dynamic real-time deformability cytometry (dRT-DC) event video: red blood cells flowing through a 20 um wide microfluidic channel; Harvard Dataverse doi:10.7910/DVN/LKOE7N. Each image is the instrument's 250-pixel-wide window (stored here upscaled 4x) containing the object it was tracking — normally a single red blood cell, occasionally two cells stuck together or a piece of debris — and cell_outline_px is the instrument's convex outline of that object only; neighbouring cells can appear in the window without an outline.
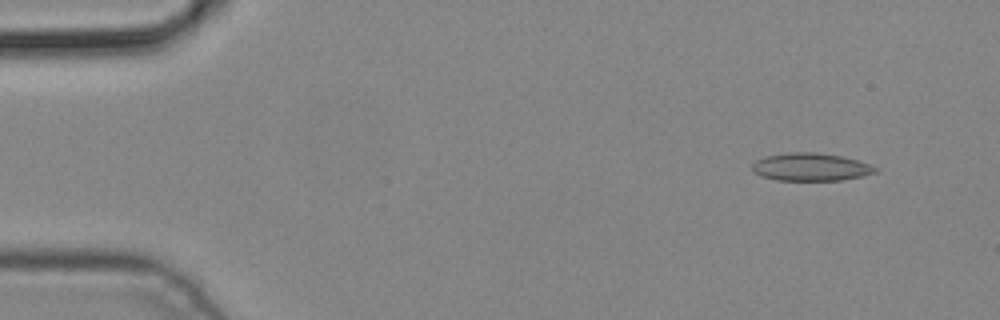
{"species": "common noctule bat (a hibernating species)", "species_latin": "Nyctalus noctula", "temperature_condition": "cold", "stored_images_in_passage": 5, "camera_frame_rate_fps": 3000, "um_per_image_px": 0.085, "animal": {"sex": "male", "body_mass_g": 19.2, "forearm_length_mm": 51.8}, "frame": {"image": 1, "passage_image": 1, "time_ms": 0.0, "image_size_px": [1000, 320], "cell_outline_px": [[880, 168], [876, 172], [864, 176], [840, 180], [776, 180], [760, 176], [752, 172], [752, 164], [756, 160], [764, 156], [788, 152], [816, 152], [840, 156], [856, 160]], "centroid_in_image_um": [68.88, 14.19], "position_along_channel_um": 16.1, "area_um2": 20.06}}
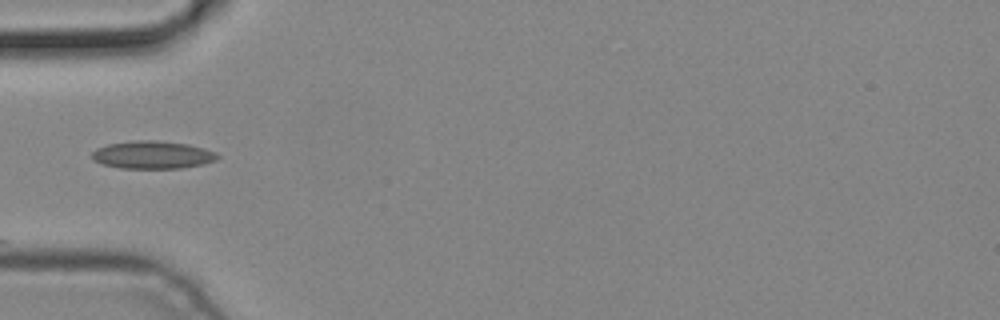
{"frame": {"image": 2, "passage_image": 4, "time_ms": 1.0, "image_size_px": [1000, 320], "cell_outline_px": [[220, 156], [216, 160], [204, 164], [180, 168], [120, 168], [104, 164], [92, 160], [92, 152], [96, 148], [108, 144], [136, 140], [156, 140], [188, 144], [204, 148], [216, 152]], "centroid_in_image_um": [12.98, 13.16], "position_along_channel_um": 72.0, "area_um2": 20.35}}
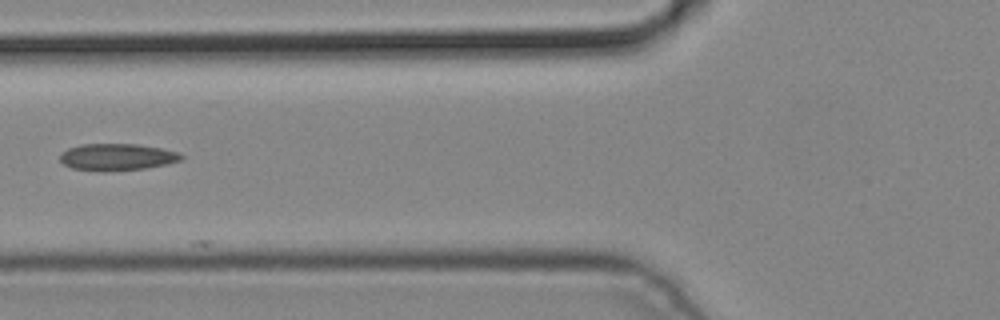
{"frame": {"image": 3, "passage_image": 5, "time_ms": 1.333, "image_size_px": [1000, 320], "cell_outline_px": [[184, 156], [180, 160], [164, 164], [144, 168], [72, 168], [64, 164], [60, 160], [60, 156], [68, 148], [80, 144], [136, 144], [160, 148], [176, 152]], "centroid_in_image_um": [9.95, 13.29], "position_along_channel_um": 115.8, "area_um2": 17.69}}